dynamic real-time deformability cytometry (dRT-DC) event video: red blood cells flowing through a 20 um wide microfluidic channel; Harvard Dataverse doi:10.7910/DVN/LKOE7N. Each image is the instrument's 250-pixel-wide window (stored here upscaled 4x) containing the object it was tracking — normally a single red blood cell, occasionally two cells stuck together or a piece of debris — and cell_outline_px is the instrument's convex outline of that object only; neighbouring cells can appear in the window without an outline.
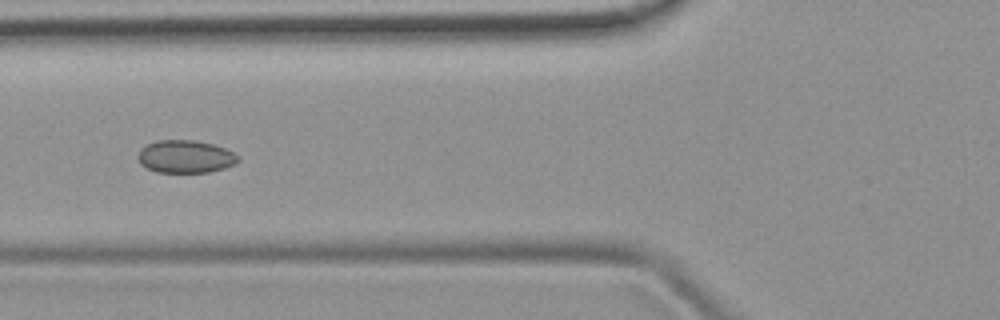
{"species": "common noctule bat (a hibernating species)", "species_latin": "Nyctalus noctula", "temperature_condition": "room temperature", "stored_images_in_passage": 4, "camera_frame_rate_fps": 3000, "um_per_image_px": 0.085, "animal": {"sex": "female", "body_mass_g": 19.9}, "frame": {"image": 1, "passage_image": 4, "time_ms": 4.0, "image_size_px": [1000, 320], "cell_outline_px": [[240, 160], [236, 164], [224, 168], [208, 172], [156, 172], [140, 164], [136, 156], [140, 148], [156, 140], [196, 140], [212, 144], [224, 148], [240, 156]], "centroid_in_image_um": [15.75, 13.31], "position_along_channel_um": 110.0, "area_um2": 19.25}}